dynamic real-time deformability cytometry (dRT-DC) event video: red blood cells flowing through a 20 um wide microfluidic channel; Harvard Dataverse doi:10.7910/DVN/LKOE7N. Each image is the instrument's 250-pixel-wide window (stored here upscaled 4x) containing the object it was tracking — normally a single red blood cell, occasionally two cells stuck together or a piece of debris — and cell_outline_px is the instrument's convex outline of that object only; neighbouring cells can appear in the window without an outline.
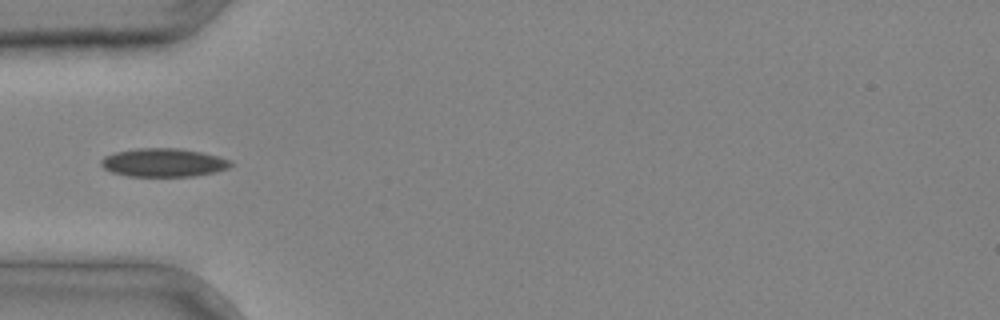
{"species": "common noctule bat (a hibernating species)", "species_latin": "Nyctalus noctula", "temperature_condition": "cold", "stored_images_in_passage": 2, "camera_frame_rate_fps": 3000, "um_per_image_px": 0.085, "animal": {"sex": "male", "body_mass_g": 20.4}, "frame": {"image": 1, "passage_image": 2, "time_ms": 0.333, "image_size_px": [1000, 320], "cell_outline_px": [[232, 164], [228, 168], [216, 172], [192, 176], [128, 176], [112, 172], [104, 168], [100, 164], [100, 160], [104, 156], [116, 152], [136, 148], [176, 148], [200, 152], [216, 156], [228, 160]], "centroid_in_image_um": [13.85, 13.82], "position_along_channel_um": 71.2, "area_um2": 21.27}}